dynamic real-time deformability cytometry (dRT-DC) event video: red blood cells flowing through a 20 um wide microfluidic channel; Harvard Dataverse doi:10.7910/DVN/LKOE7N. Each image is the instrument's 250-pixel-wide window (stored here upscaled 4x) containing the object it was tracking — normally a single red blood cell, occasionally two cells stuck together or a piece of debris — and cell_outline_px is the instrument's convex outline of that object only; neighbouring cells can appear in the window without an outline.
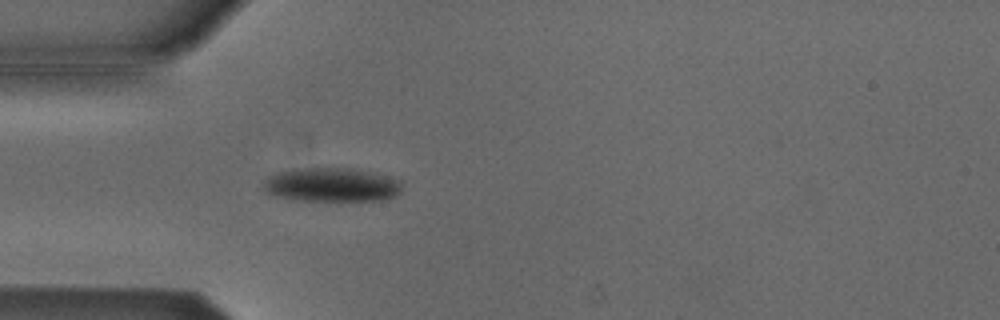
{"species": "Egyptian fruit bat (a non-hibernating species)", "species_latin": "Rousettus aegyptiacus", "temperature_condition": "cold", "stored_images_in_passage": 43, "camera_frame_rate_fps": 3000, "um_per_image_px": 0.085, "animal": {"sex": "male"}, "frame": {"image": 1, "passage_image": 8, "time_ms": 2.333, "image_size_px": [1000, 320], "cell_outline_px": [[400, 192], [396, 196], [388, 200], [292, 200], [276, 196], [264, 192], [264, 180], [268, 176], [276, 172], [308, 168], [352, 168], [400, 180]], "centroid_in_image_um": [28.15, 15.72], "position_along_channel_um": 56.8, "area_um2": 27.22}}
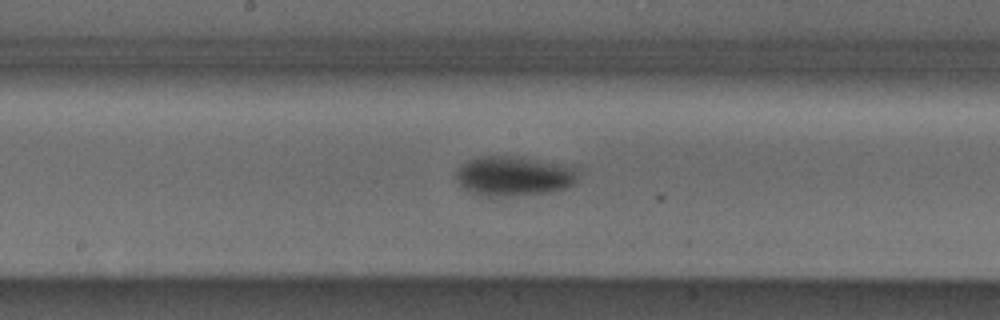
{"frame": {"image": 2, "passage_image": 20, "time_ms": 6.333, "image_size_px": [1000, 320], "cell_outline_px": [[576, 184], [568, 188], [548, 192], [492, 196], [480, 196], [464, 188], [456, 180], [456, 172], [468, 160], [480, 156], [508, 156], [576, 168]], "centroid_in_image_um": [43.63, 14.98], "position_along_channel_um": 204.6, "area_um2": 27.28}}
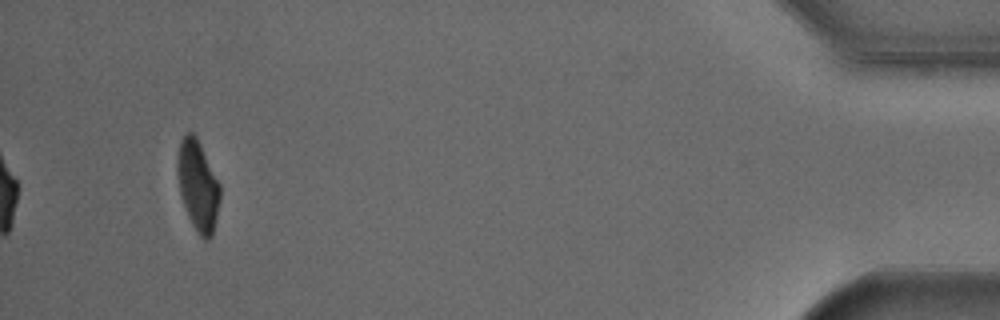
{"frame": {"image": 3, "passage_image": 43, "time_ms": 14.0, "image_size_px": [1000, 320], "cell_outline_px": [[220, 200], [212, 236], [208, 240], [204, 240], [196, 232], [188, 216], [180, 196], [176, 168], [176, 156], [180, 140], [188, 132], [192, 132], [196, 136], [220, 184]], "centroid_in_image_um": [16.8, 15.78], "position_along_channel_um": 418.4, "area_um2": 22.6}, "authors_computed_cell_mechanics": {"area_um2": 26.6458, "velocity_mm_per_s": 3.8098, "shape_relaxation_time_tau1_ms": 2.7135, "shape_relaxation_time_tau2_ms": null, "deformation_change_tau1": 0.113, "deformation_change_tau2": null}}